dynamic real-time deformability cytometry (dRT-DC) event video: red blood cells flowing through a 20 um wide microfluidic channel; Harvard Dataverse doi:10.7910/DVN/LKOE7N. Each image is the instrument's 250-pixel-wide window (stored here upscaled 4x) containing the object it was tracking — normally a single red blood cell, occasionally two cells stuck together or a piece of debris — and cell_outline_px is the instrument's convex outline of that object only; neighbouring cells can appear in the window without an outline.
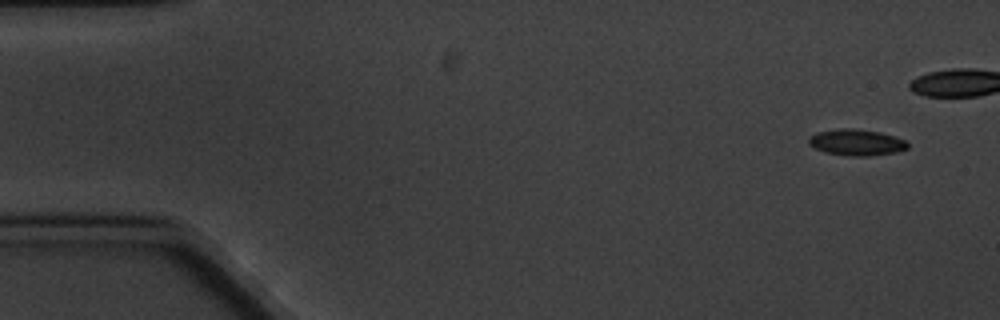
{"species": "common noctule bat (a hibernating species)", "species_latin": "Nyctalus noctula", "temperature_condition": "cold", "stored_images_in_passage": 6, "camera_frame_rate_fps": 3000, "um_per_image_px": 0.085, "animal": {"sex": "male", "body_mass_g": 20.1, "forearm_length_mm": 53.5}, "frame": {"image": 1, "passage_image": 1, "time_ms": 0.0, "image_size_px": [1000, 320], "cell_outline_px": [[908, 148], [896, 152], [868, 156], [848, 156], [824, 152], [808, 144], [808, 136], [816, 132], [836, 128], [852, 128], [880, 132], [904, 140], [908, 144]], "centroid_in_image_um": [72.74, 12.1], "position_along_channel_um": 12.3, "area_um2": 15.2}}